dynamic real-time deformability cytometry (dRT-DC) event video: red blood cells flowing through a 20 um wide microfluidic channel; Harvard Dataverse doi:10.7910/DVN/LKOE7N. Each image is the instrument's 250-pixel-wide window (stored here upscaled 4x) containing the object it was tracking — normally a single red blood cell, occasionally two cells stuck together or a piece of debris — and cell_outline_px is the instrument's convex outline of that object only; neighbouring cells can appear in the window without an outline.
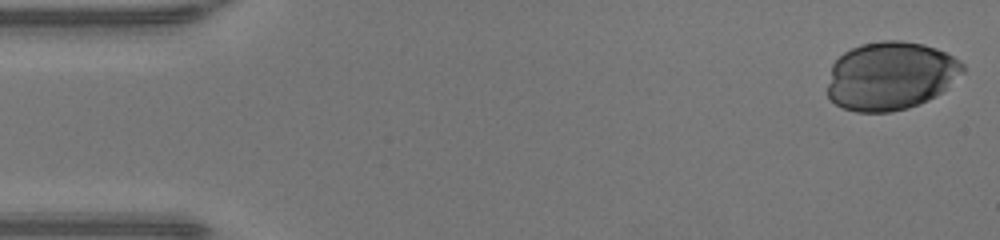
{"species": "human", "species_latin": "Homo sapiens", "temperature_condition": "warm", "stored_images_in_passage": 40, "camera_frame_rate_fps": 3000, "um_per_image_px": 0.085, "donor": {"sex": "male"}, "frame": {"image": 1, "passage_image": 1, "time_ms": 0.0, "image_size_px": [1000, 240], "cell_outline_px": [[964, 72], [936, 96], [920, 104], [908, 108], [888, 112], [856, 112], [844, 108], [836, 104], [828, 96], [828, 84], [832, 64], [844, 52], [860, 44], [880, 40], [900, 40], [924, 44], [936, 48], [960, 60], [964, 64]], "centroid_in_image_um": [75.7, 6.44], "position_along_channel_um": 9.3, "area_um2": 53.99}}
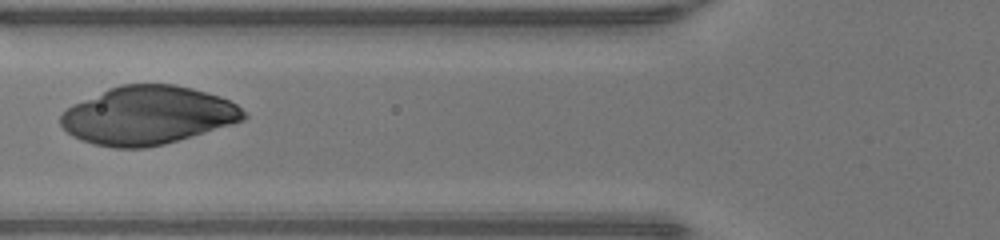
{"frame": {"image": 2, "passage_image": 18, "time_ms": 5.667, "image_size_px": [1000, 240], "cell_outline_px": [[248, 116], [244, 120], [232, 124], [164, 144], [144, 148], [116, 148], [96, 144], [80, 140], [72, 136], [60, 124], [60, 116], [72, 104], [108, 88], [120, 84], [172, 84], [192, 88], [220, 96], [236, 104]], "centroid_in_image_um": [12.54, 9.8], "position_along_channel_um": 113.3, "area_um2": 61.96}}
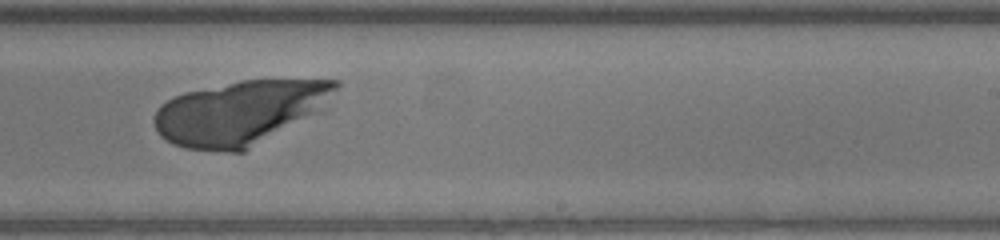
{"frame": {"image": 3, "passage_image": 29, "time_ms": 9.333, "image_size_px": [1000, 240], "cell_outline_px": [[340, 84], [336, 88], [308, 112], [244, 152], [224, 152], [184, 148], [172, 144], [164, 140], [160, 136], [156, 128], [156, 112], [160, 104], [184, 92], [240, 80], [340, 80]], "centroid_in_image_um": [20.17, 9.57], "position_along_channel_um": 268.8, "area_um2": 65.03}}